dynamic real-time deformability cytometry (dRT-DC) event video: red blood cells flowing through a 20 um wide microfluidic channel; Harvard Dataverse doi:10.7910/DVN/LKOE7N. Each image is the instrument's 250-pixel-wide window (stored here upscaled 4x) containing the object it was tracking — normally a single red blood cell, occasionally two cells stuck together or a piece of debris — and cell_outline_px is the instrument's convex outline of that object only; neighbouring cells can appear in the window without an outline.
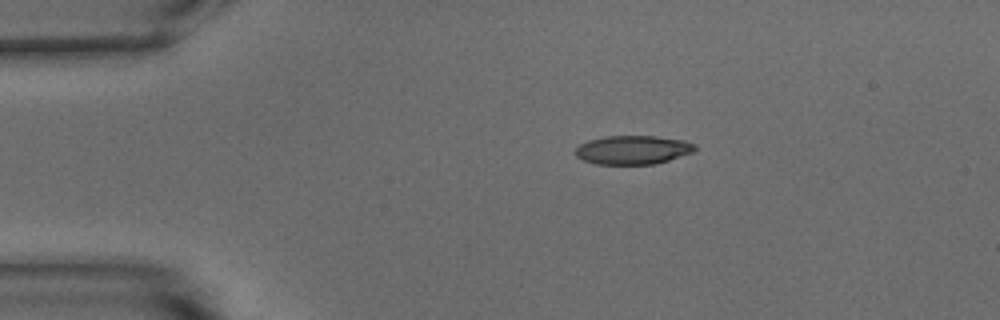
{"species": "common noctule bat (a hibernating species)", "species_latin": "Nyctalus noctula", "temperature_condition": "warm", "stored_images_in_passage": 44, "camera_frame_rate_fps": 3000, "um_per_image_px": 0.085, "animal": {"sex": "male", "body_mass_g": 15.6}, "frame": {"image": 1, "passage_image": 1, "time_ms": 0.0, "image_size_px": [1000, 320], "cell_outline_px": [[696, 148], [692, 152], [656, 164], [596, 164], [584, 160], [576, 156], [572, 152], [580, 144], [588, 140], [604, 136], [656, 136], [684, 140], [696, 144]], "centroid_in_image_um": [53.76, 12.73], "position_along_channel_um": 31.2, "area_um2": 20.11}}
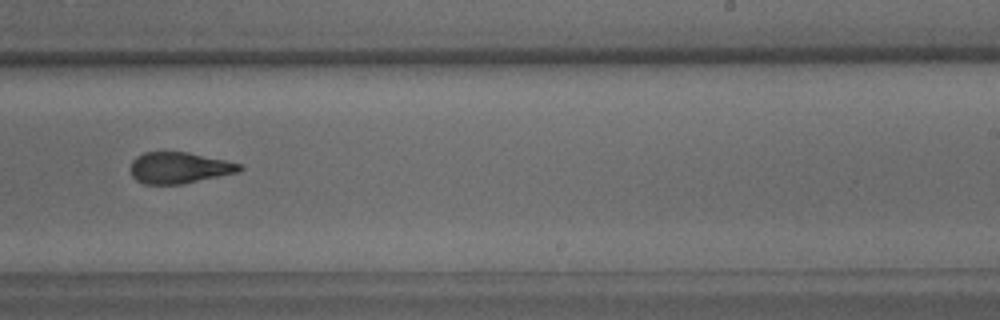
{"frame": {"image": 2, "passage_image": 24, "time_ms": 7.667, "image_size_px": [1000, 320], "cell_outline_px": [[244, 168], [240, 172], [180, 184], [144, 184], [136, 180], [132, 176], [132, 160], [136, 156], [144, 152], [188, 152], [244, 164]], "centroid_in_image_um": [15.27, 14.26], "position_along_channel_um": 273.7, "area_um2": 19.88}}
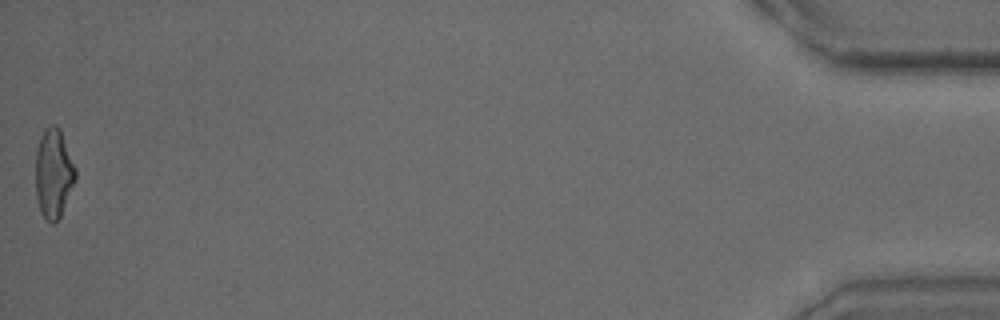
{"frame": {"image": 3, "passage_image": 44, "time_ms": 14.333, "image_size_px": [1000, 320], "cell_outline_px": [[76, 180], [60, 216], [52, 224], [40, 212], [36, 196], [36, 152], [40, 136], [44, 128], [52, 124], [56, 124], [60, 128], [76, 168]], "centroid_in_image_um": [4.56, 14.7], "position_along_channel_um": 430.6, "area_um2": 20.81}, "authors_computed_cell_mechanics": {"area_um2": 20.808, "velocity_mm_per_s": 3.7991, "shape_relaxation_time_tau1_ms": 9.5557, "shape_relaxation_time_tau2_ms": 1.7119, "deformation_change_tau1": 0.2574, "deformation_change_tau2": 0.0959}}